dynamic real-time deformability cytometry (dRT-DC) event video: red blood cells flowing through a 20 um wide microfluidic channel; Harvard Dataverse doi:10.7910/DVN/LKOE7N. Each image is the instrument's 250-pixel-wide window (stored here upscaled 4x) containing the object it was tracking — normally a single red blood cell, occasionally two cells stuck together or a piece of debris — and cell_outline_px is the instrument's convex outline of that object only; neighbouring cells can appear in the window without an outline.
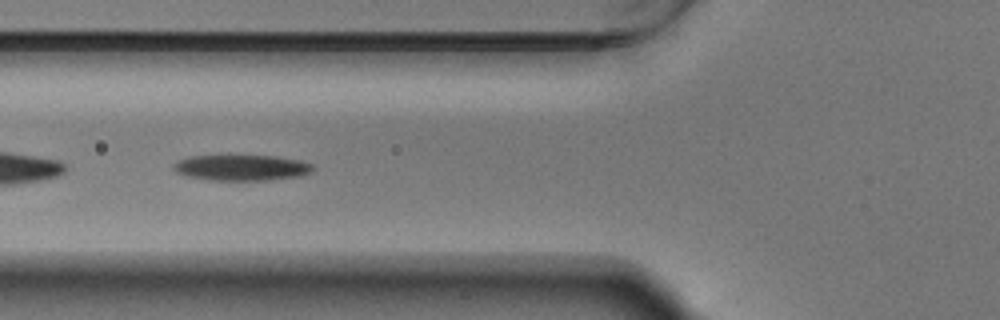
{"species": "Egyptian fruit bat (a non-hibernating species)", "species_latin": "Rousettus aegyptiacus", "temperature_condition": "warm", "stored_images_in_passage": 39, "camera_frame_rate_fps": 3000, "um_per_image_px": 0.085, "animal": {"sex": "male"}, "frame": {"image": 1, "passage_image": 4, "time_ms": 1.0, "image_size_px": [1000, 320], "cell_outline_px": [[316, 168], [312, 172], [300, 176], [268, 180], [208, 180], [184, 176], [176, 172], [172, 168], [172, 164], [188, 156], [228, 152], [276, 156], [300, 160], [312, 164]], "centroid_in_image_um": [20.48, 14.19], "position_along_channel_um": 105.3, "area_um2": 22.37}}
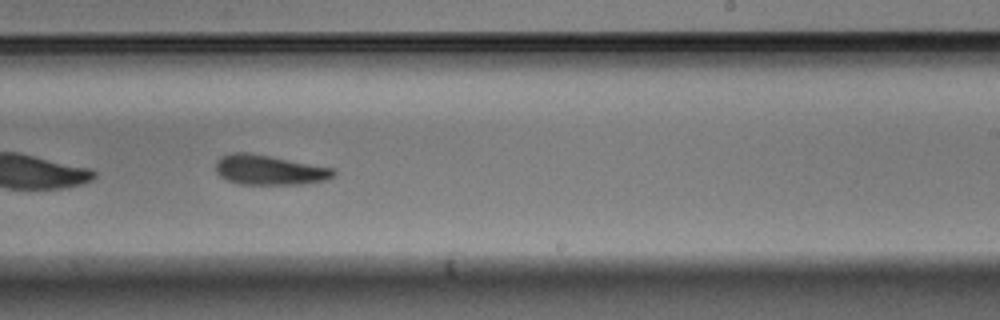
{"frame": {"image": 2, "passage_image": 17, "time_ms": 5.333, "image_size_px": [1000, 320], "cell_outline_px": [[336, 176], [324, 180], [304, 184], [236, 184], [220, 176], [216, 172], [216, 160], [220, 156], [232, 152], [244, 152], [268, 156], [336, 168]], "centroid_in_image_um": [22.9, 14.45], "position_along_channel_um": 266.1, "area_um2": 20.58}}
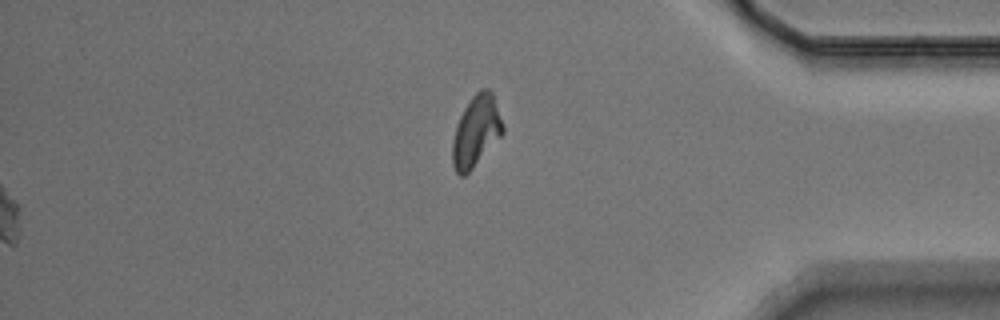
{"frame": {"image": 3, "passage_image": 39, "time_ms": 12.667, "image_size_px": [1000, 320], "cell_outline_px": [[504, 132], [472, 168], [464, 176], [460, 176], [456, 172], [452, 164], [452, 140], [456, 124], [464, 108], [472, 96], [480, 88], [488, 88], [492, 92], [504, 124]], "centroid_in_image_um": [40.46, 11.13], "position_along_channel_um": 394.7, "area_um2": 20.81}, "authors_computed_cell_mechanics": {"area_um2": 20.6346, "velocity_mm_per_s": 3.709, "shape_relaxation_time_tau1_ms": 3.0617, "shape_relaxation_time_tau2_ms": 6.485, "deformation_change_tau1": 0.1248, "deformation_change_tau2": 0.1771}}